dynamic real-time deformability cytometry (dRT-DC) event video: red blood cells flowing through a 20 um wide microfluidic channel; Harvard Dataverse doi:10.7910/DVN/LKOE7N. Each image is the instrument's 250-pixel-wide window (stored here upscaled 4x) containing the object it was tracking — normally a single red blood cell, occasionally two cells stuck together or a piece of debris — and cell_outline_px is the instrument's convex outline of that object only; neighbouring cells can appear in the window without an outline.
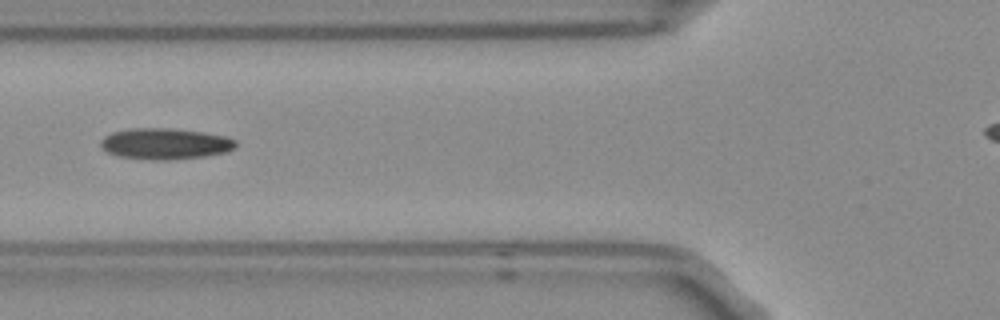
{"species": "Egyptian fruit bat (a non-hibernating species)", "species_latin": "Rousettus aegyptiacus", "temperature_condition": "room temperature", "stored_images_in_passage": 6, "camera_frame_rate_fps": 3000, "um_per_image_px": 0.085, "frame": {"image": 1, "passage_image": 2, "time_ms": 0.333, "image_size_px": [1000, 320], "cell_outline_px": [[236, 148], [224, 152], [204, 156], [168, 160], [156, 160], [120, 156], [108, 152], [100, 144], [100, 140], [104, 136], [112, 132], [132, 128], [172, 128], [204, 132], [224, 136], [236, 140]], "centroid_in_image_um": [14.04, 12.2], "position_along_channel_um": 111.8, "area_um2": 24.33}}
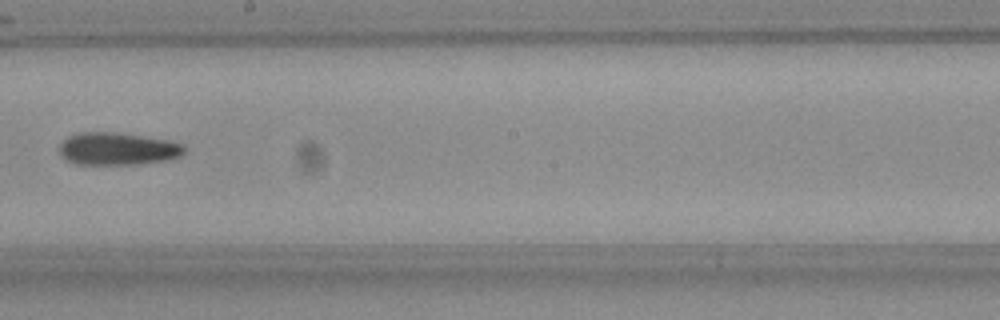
{"frame": {"image": 2, "passage_image": 5, "time_ms": 1.333, "image_size_px": [1000, 320], "cell_outline_px": [[184, 152], [180, 156], [168, 160], [136, 164], [72, 164], [60, 156], [60, 144], [68, 136], [80, 132], [108, 132], [140, 136], [168, 140], [184, 144]], "centroid_in_image_um": [9.97, 12.66], "position_along_channel_um": 238.2, "area_um2": 23.58}}
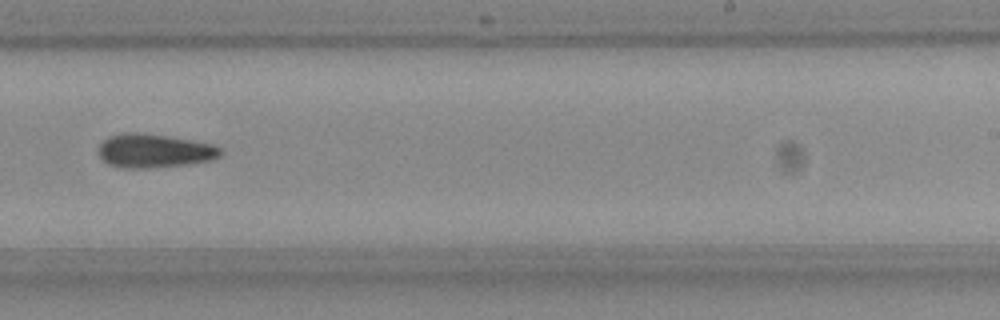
{"frame": {"image": 3, "passage_image": 6, "time_ms": 1.667, "image_size_px": [1000, 320], "cell_outline_px": [[224, 152], [220, 156], [212, 160], [184, 164], [148, 168], [120, 168], [108, 164], [100, 156], [100, 144], [108, 136], [124, 132], [140, 132], [168, 136], [192, 140], [212, 144], [220, 148]], "centroid_in_image_um": [13.11, 12.81], "position_along_channel_um": 275.9, "area_um2": 23.99}}